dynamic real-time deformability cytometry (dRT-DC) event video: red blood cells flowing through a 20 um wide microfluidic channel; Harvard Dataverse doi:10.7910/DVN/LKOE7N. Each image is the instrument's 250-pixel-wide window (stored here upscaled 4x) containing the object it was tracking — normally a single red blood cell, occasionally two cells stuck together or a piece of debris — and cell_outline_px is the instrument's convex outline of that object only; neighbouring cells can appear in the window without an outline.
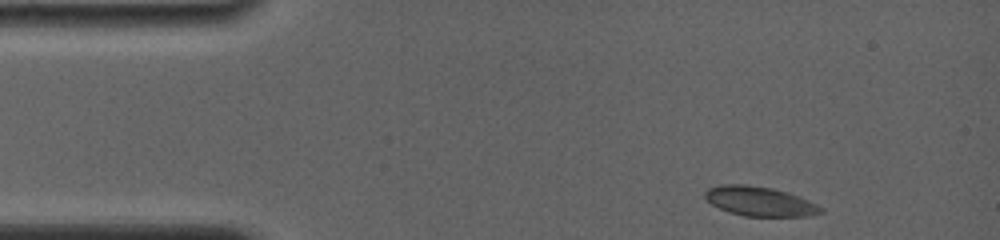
{"species": "common noctule bat (a hibernating species)", "species_latin": "Nyctalus noctula", "temperature_condition": "room temperature", "stored_images_in_passage": 49, "camera_frame_rate_fps": 4000, "um_per_image_px": 0.085, "animal": {"sex": "female", "body_mass_g": 19.0, "forearm_length_mm": 56.7}, "frame": {"image": 1, "passage_image": 1, "time_ms": 0.0, "image_size_px": [1000, 240], "cell_outline_px": [[824, 212], [812, 216], [744, 216], [728, 212], [712, 204], [704, 196], [704, 192], [708, 188], [720, 184], [748, 184], [772, 188], [788, 192], [800, 196], [824, 208]], "centroid_in_image_um": [64.6, 17.11], "position_along_channel_um": 20.4, "area_um2": 20.11}}
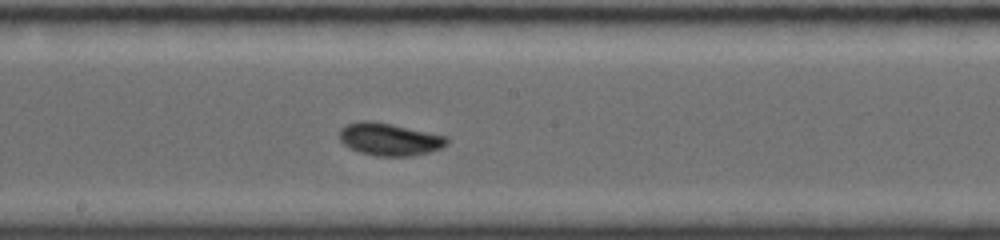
{"frame": {"image": 2, "passage_image": 27, "time_ms": 7.0, "image_size_px": [1000, 240], "cell_outline_px": [[448, 144], [440, 148], [428, 152], [408, 156], [376, 156], [360, 152], [348, 148], [340, 140], [340, 128], [348, 124], [360, 120], [372, 120], [392, 124], [448, 136]], "centroid_in_image_um": [33.09, 11.83], "position_along_channel_um": 215.1, "area_um2": 20.4}}
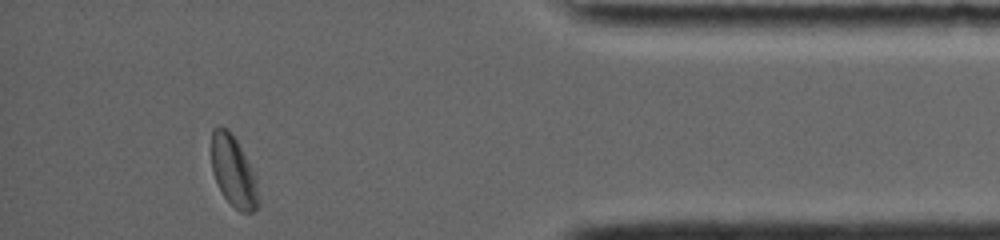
{"frame": {"image": 3, "passage_image": 48, "time_ms": 13.0, "image_size_px": [1000, 240], "cell_outline_px": [[260, 204], [252, 212], [240, 212], [224, 196], [212, 172], [212, 128], [220, 124], [228, 128], [236, 140], [256, 176], [260, 200]], "centroid_in_image_um": [19.86, 14.55], "position_along_channel_um": 415.3, "area_um2": 19.36}, "authors_computed_cell_mechanics": {"area_um2": 19.8832, "velocity_mm_per_s": 3.7843, "shape_relaxation_time_tau1_ms": 3.1953, "shape_relaxation_time_tau2_ms": 1.1985, "deformation_change_tau1": 0.1172, "deformation_change_tau2": 0.0296}}